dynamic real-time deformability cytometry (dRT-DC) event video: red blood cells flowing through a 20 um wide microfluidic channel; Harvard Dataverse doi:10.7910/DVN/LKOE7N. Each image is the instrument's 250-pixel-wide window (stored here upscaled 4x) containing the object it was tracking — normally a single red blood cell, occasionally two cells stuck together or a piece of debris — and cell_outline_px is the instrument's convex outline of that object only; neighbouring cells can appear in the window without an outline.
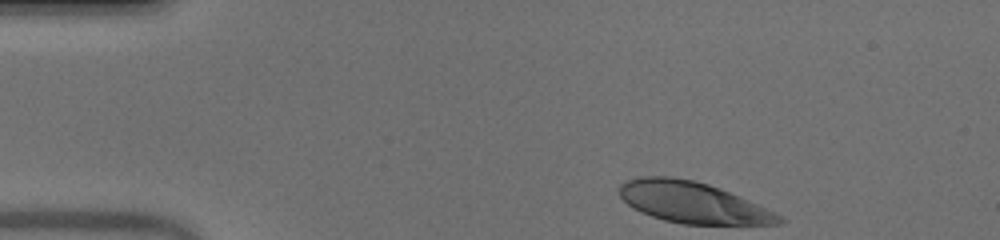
{"species": "human", "species_latin": "Homo sapiens", "temperature_condition": "warm", "stored_images_in_passage": 44, "camera_frame_rate_fps": 3000, "um_per_image_px": 0.085, "donor": {"sex": "male"}, "frame": {"image": 1, "passage_image": 1, "time_ms": 0.0, "image_size_px": [1000, 240], "cell_outline_px": [[788, 220], [780, 224], [684, 224], [664, 220], [640, 212], [632, 208], [620, 196], [616, 188], [620, 184], [628, 180], [640, 176], [668, 176], [696, 180], [720, 188], [756, 204]], "centroid_in_image_um": [58.81, 17.2], "position_along_channel_um": 26.2, "area_um2": 38.09}}
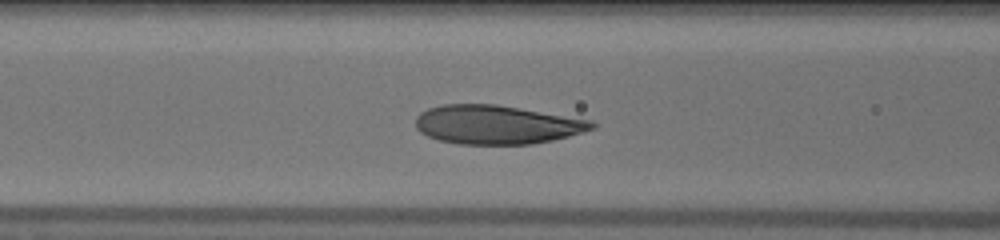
{"frame": {"image": 2, "passage_image": 14, "time_ms": 4.333, "image_size_px": [1000, 240], "cell_outline_px": [[596, 128], [584, 132], [552, 140], [532, 144], [460, 144], [440, 140], [428, 136], [420, 132], [416, 128], [416, 116], [420, 112], [428, 108], [444, 104], [496, 104], [592, 120], [596, 124]], "centroid_in_image_um": [42.22, 10.59], "position_along_channel_um": 124.4, "area_um2": 39.94}}
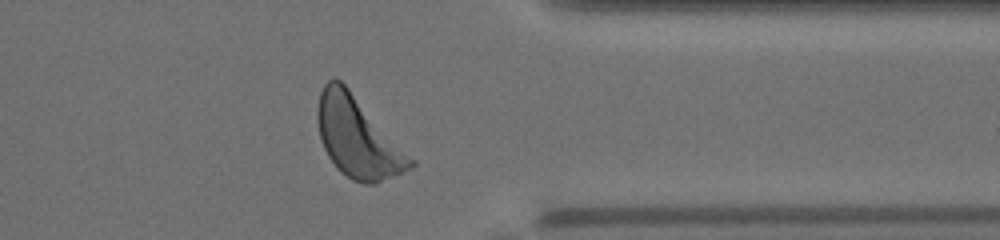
{"frame": {"image": 3, "passage_image": 34, "time_ms": 11.0, "image_size_px": [1000, 240], "cell_outline_px": [[416, 164], [412, 168], [376, 184], [364, 184], [352, 180], [340, 172], [336, 168], [328, 156], [320, 140], [316, 120], [316, 108], [320, 92], [324, 84], [328, 80], [336, 76], [348, 88], [416, 160]], "centroid_in_image_um": [30.4, 11.69], "position_along_channel_um": 381.0, "area_um2": 43.81}, "authors_computed_cell_mechanics": {"area_um2": 40.2577, "velocity_mm_per_s": 3.9714, "shape_relaxation_time_tau1_ms": 4.1267, "shape_relaxation_time_tau2_ms": null, "deformation_change_tau1": 0.2181, "deformation_change_tau2": null}}